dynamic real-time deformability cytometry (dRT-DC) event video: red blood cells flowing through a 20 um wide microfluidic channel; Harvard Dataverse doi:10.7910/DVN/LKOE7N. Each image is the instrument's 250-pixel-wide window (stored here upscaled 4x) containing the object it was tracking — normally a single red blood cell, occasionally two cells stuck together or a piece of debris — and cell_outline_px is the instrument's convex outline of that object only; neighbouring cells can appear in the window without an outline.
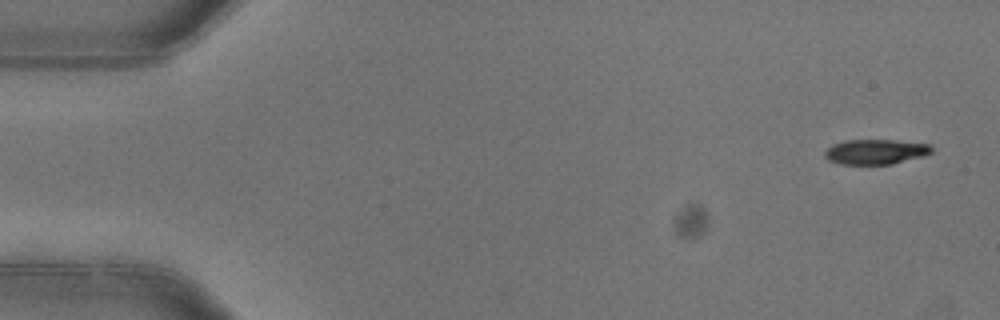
{"species": "common noctule bat (a hibernating species)", "species_latin": "Nyctalus noctula", "temperature_condition": "warm", "stored_images_in_passage": 5, "camera_frame_rate_fps": 3000, "um_per_image_px": 0.085, "animal": {"sex": "female"}, "frame": {"image": 1, "passage_image": 1, "time_ms": 0.0, "image_size_px": [1000, 320], "cell_outline_px": [[932, 152], [924, 156], [892, 164], [840, 164], [828, 160], [824, 156], [824, 152], [832, 144], [844, 140], [892, 140], [928, 144], [932, 148]], "centroid_in_image_um": [74.4, 12.9], "position_along_channel_um": 10.6, "area_um2": 15.55}}
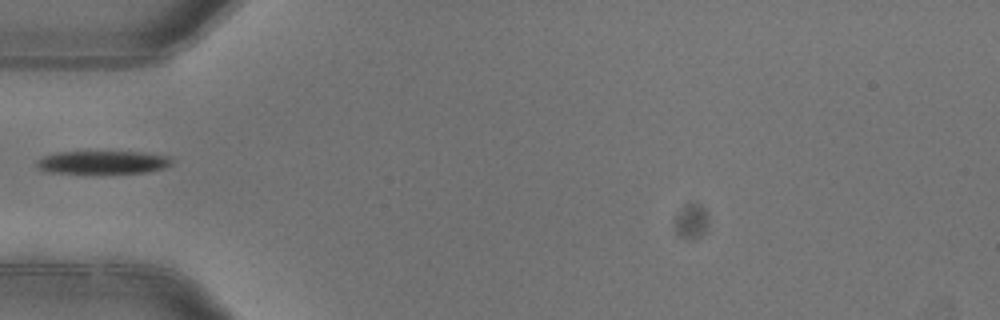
{"frame": {"image": 2, "passage_image": 5, "time_ms": 1.333, "image_size_px": [1000, 320], "cell_outline_px": [[172, 164], [164, 168], [144, 172], [48, 172], [40, 168], [36, 164], [36, 160], [44, 156], [56, 152], [136, 152], [168, 156], [172, 160]], "centroid_in_image_um": [8.73, 13.78], "position_along_channel_um": 76.3, "area_um2": 17.57}}